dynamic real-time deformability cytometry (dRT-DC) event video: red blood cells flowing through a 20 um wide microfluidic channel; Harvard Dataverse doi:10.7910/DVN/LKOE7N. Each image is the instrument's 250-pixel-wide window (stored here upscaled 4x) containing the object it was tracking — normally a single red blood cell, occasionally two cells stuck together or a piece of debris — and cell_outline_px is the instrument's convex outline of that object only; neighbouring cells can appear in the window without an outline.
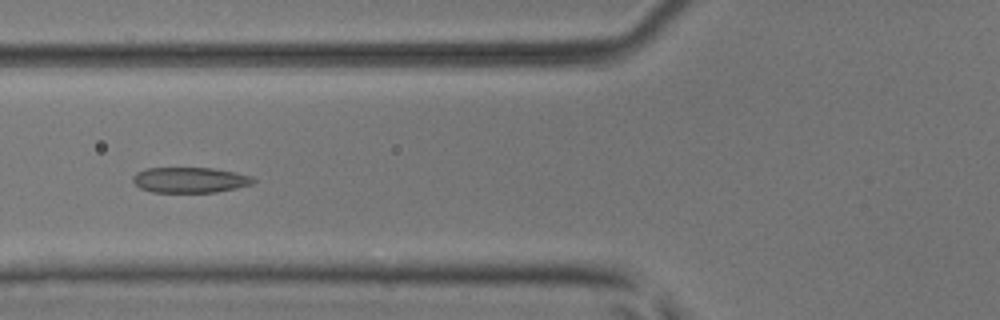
{"species": "common noctule bat (a hibernating species)", "species_latin": "Nyctalus noctula", "temperature_condition": "room temperature", "stored_images_in_passage": 49, "camera_frame_rate_fps": 3000, "um_per_image_px": 0.085, "animal": {"sex": "male", "body_mass_g": 17.9, "forearm_length_mm": 54.2}, "frame": {"image": 1, "passage_image": 19, "time_ms": 6.0, "image_size_px": [1000, 320], "cell_outline_px": [[256, 180], [252, 184], [236, 188], [216, 192], [152, 192], [140, 188], [132, 180], [132, 176], [136, 172], [144, 168], [212, 168], [236, 172], [252, 176]], "centroid_in_image_um": [16.14, 15.29], "position_along_channel_um": 109.7, "area_um2": 17.98}}
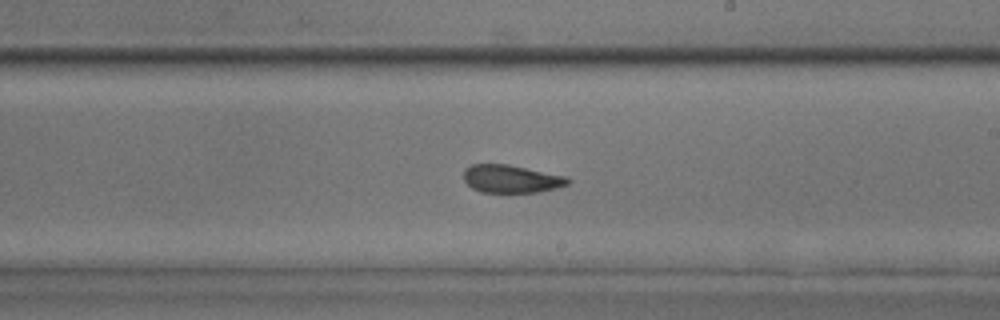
{"frame": {"image": 2, "passage_image": 29, "time_ms": 9.333, "image_size_px": [1000, 320], "cell_outline_px": [[572, 180], [568, 184], [556, 188], [536, 192], [480, 192], [472, 188], [464, 180], [464, 168], [472, 164], [508, 164], [568, 176]], "centroid_in_image_um": [43.47, 15.19], "position_along_channel_um": 245.5, "area_um2": 17.05}}
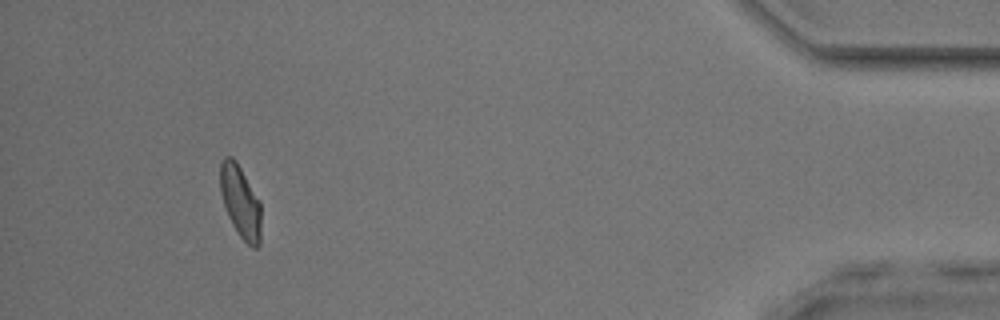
{"frame": {"image": 3, "passage_image": 46, "time_ms": 15.0, "image_size_px": [1000, 320], "cell_outline_px": [[260, 244], [256, 248], [252, 248], [240, 236], [232, 224], [228, 216], [220, 192], [220, 160], [224, 156], [232, 156], [236, 160], [260, 200]], "centroid_in_image_um": [20.43, 17.11], "position_along_channel_um": 414.8, "area_um2": 17.34}, "authors_computed_cell_mechanics": {"area_um2": 17.9758, "velocity_mm_per_s": 4.0967, "shape_relaxation_time_tau1_ms": 5.5177, "shape_relaxation_time_tau2_ms": 1.7321, "deformation_change_tau1": 0.1523, "deformation_change_tau2": 0.0882}}